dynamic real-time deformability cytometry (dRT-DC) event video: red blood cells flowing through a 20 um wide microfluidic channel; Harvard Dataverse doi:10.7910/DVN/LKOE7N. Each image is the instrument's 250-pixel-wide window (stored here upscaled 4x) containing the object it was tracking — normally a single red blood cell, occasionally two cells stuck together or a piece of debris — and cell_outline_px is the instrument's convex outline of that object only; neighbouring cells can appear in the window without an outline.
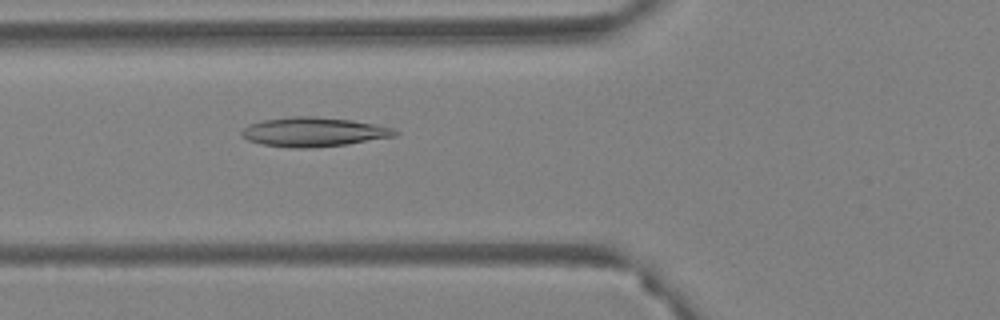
{"species": "Egyptian fruit bat (a non-hibernating species)", "species_latin": "Rousettus aegyptiacus", "temperature_condition": "warm", "stored_images_in_passage": 57, "camera_frame_rate_fps": 3000, "um_per_image_px": 0.085, "animal": {"sex": "female"}, "frame": {"image": 1, "passage_image": 22, "time_ms": 7.0, "image_size_px": [1000, 320], "cell_outline_px": [[400, 132], [396, 136], [348, 144], [308, 148], [292, 148], [260, 144], [248, 140], [240, 132], [248, 124], [264, 120], [296, 116], [312, 116], [352, 120], [392, 128]], "centroid_in_image_um": [26.66, 11.22], "position_along_channel_um": 99.1, "area_um2": 26.01}}
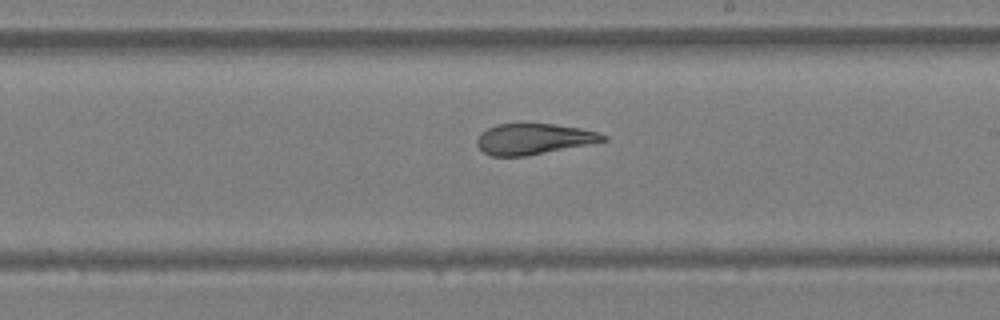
{"frame": {"image": 2, "passage_image": 34, "time_ms": 11.0, "image_size_px": [1000, 320], "cell_outline_px": [[608, 140], [524, 156], [492, 156], [484, 152], [476, 144], [476, 140], [480, 132], [496, 124], [520, 120], [556, 124], [580, 128], [596, 132], [608, 136]], "centroid_in_image_um": [45.3, 11.75], "position_along_channel_um": 243.7, "area_um2": 23.24}}
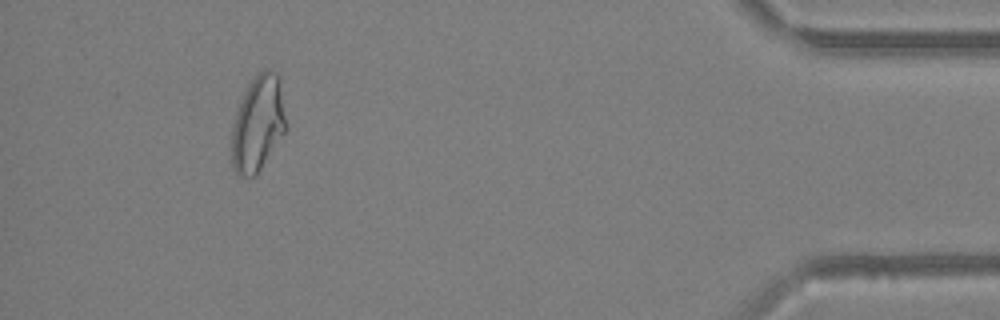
{"frame": {"image": 3, "passage_image": 53, "time_ms": 17.333, "image_size_px": [1000, 320], "cell_outline_px": [[288, 128], [256, 176], [240, 176], [232, 168], [232, 128], [236, 112], [240, 100], [248, 84], [256, 72], [264, 68], [272, 68], [280, 72]], "centroid_in_image_um": [21.97, 10.42], "position_along_channel_um": 413.2, "area_um2": 31.27}, "authors_computed_cell_mechanics": {"area_um2": 27.744, "velocity_mm_per_s": 3.6128, "shape_relaxation_time_tau1_ms": null, "shape_relaxation_time_tau2_ms": 2.2431, "deformation_change_tau1": null, "deformation_change_tau2": 0.083}}